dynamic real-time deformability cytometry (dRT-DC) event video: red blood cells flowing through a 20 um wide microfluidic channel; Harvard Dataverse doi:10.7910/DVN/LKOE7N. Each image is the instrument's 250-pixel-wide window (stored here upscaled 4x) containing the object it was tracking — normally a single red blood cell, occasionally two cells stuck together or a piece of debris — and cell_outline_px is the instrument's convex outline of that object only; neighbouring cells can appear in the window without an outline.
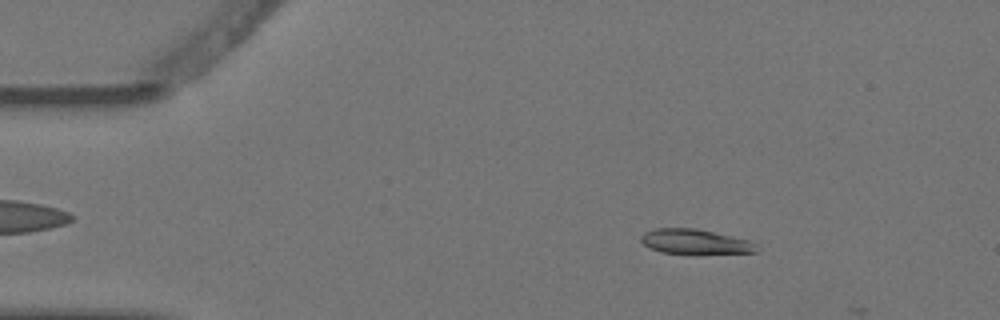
{"species": "Egyptian fruit bat (a non-hibernating species)", "species_latin": "Rousettus aegyptiacus", "temperature_condition": "warm", "stored_images_in_passage": 3, "camera_frame_rate_fps": 3000, "um_per_image_px": 0.085, "animal": {"sex": "female"}, "frame": {"image": 1, "passage_image": 2, "time_ms": 0.333, "image_size_px": [1000, 320], "cell_outline_px": [[760, 252], [696, 256], [660, 252], [644, 244], [640, 240], [640, 236], [644, 232], [656, 228], [696, 228], [748, 240], [756, 244], [760, 248]], "centroid_in_image_um": [59.14, 20.59], "position_along_channel_um": 25.9, "area_um2": 17.57}}